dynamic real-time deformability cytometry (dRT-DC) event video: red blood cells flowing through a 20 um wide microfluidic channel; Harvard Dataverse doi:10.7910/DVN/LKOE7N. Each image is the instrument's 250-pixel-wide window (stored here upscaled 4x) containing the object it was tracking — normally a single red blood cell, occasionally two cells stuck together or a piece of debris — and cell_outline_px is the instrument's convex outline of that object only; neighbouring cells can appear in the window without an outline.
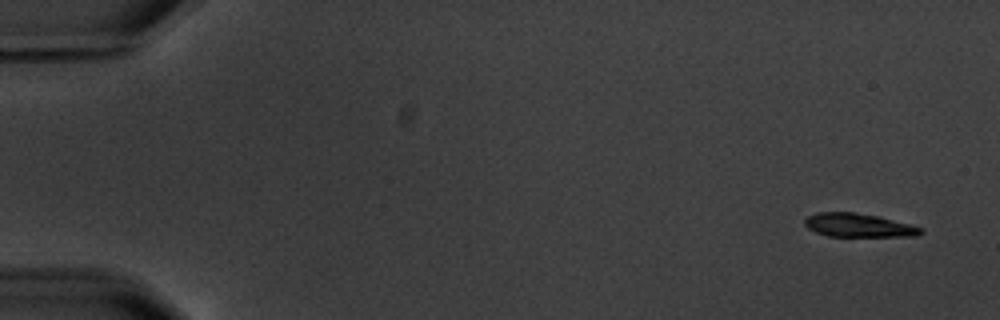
{"species": "common noctule bat (a hibernating species)", "species_latin": "Nyctalus noctula", "temperature_condition": "warm", "stored_images_in_passage": 5, "camera_frame_rate_fps": 3000, "um_per_image_px": 0.085, "animal": {"sex": "male", "body_mass_g": 20.1, "forearm_length_mm": 53.5}, "frame": {"image": 1, "passage_image": 1, "time_ms": 0.0, "image_size_px": [1000, 320], "cell_outline_px": [[924, 232], [916, 236], [828, 236], [816, 232], [808, 228], [804, 224], [804, 220], [808, 216], [816, 212], [856, 212], [876, 216], [924, 228]], "centroid_in_image_um": [72.95, 19.15], "position_along_channel_um": 12.0, "area_um2": 15.84}}